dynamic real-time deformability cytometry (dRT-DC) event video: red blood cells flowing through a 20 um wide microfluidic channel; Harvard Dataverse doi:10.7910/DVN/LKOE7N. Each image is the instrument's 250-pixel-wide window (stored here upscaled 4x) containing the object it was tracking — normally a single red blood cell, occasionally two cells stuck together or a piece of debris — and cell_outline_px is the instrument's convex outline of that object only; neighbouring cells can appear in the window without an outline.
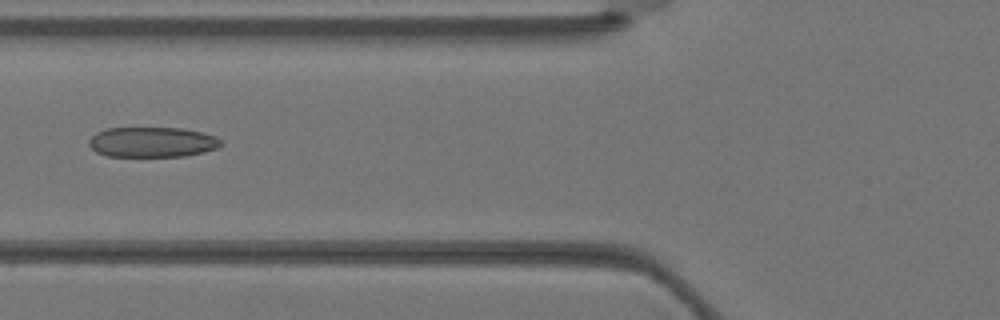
{"species": "Egyptian fruit bat (a non-hibernating species)", "species_latin": "Rousettus aegyptiacus", "temperature_condition": "warm", "stored_images_in_passage": 3, "camera_frame_rate_fps": 3000, "um_per_image_px": 0.085, "animal": {"sex": "female"}, "frame": {"image": 1, "passage_image": 3, "time_ms": 0.667, "image_size_px": [1000, 320], "cell_outline_px": [[224, 144], [216, 148], [204, 152], [184, 156], [108, 156], [96, 152], [88, 144], [88, 140], [96, 132], [104, 128], [180, 128], [200, 132], [216, 136]], "centroid_in_image_um": [12.92, 12.08], "position_along_channel_um": 112.9, "area_um2": 23.24}}